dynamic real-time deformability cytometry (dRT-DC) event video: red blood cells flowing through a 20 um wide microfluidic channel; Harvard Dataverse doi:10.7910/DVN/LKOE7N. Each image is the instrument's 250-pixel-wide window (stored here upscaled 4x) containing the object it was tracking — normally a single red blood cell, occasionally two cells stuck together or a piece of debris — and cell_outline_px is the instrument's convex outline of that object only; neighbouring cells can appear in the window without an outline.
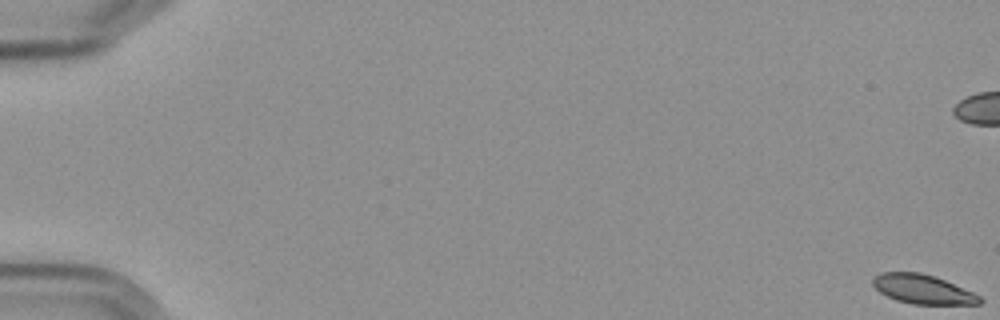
{"species": "Egyptian fruit bat (a non-hibernating species)", "species_latin": "Rousettus aegyptiacus", "temperature_condition": "cold", "stored_images_in_passage": 17, "camera_frame_rate_fps": 3000, "um_per_image_px": 0.085, "frame": {"image": 1, "passage_image": 1, "time_ms": 0.0, "image_size_px": [1000, 320], "cell_outline_px": [[984, 300], [980, 304], [912, 304], [896, 300], [880, 292], [872, 284], [872, 280], [880, 272], [920, 272], [944, 280], [972, 292], [980, 296]], "centroid_in_image_um": [78.43, 24.59], "position_along_channel_um": 6.6, "area_um2": 17.98}}
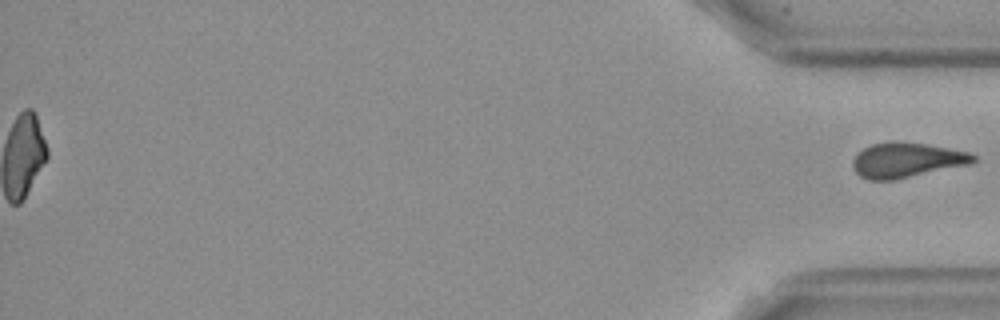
{"frame": {"image": 2, "passage_image": 17, "time_ms": 20.667, "image_size_px": [1000, 320], "cell_outline_px": [[976, 160], [972, 164], [896, 180], [868, 180], [860, 176], [852, 168], [852, 160], [864, 148], [872, 144], [892, 140], [896, 140], [928, 144], [968, 152], [976, 156]], "centroid_in_image_um": [77.07, 13.61], "position_along_channel_um": 358.1, "area_um2": 24.91}}